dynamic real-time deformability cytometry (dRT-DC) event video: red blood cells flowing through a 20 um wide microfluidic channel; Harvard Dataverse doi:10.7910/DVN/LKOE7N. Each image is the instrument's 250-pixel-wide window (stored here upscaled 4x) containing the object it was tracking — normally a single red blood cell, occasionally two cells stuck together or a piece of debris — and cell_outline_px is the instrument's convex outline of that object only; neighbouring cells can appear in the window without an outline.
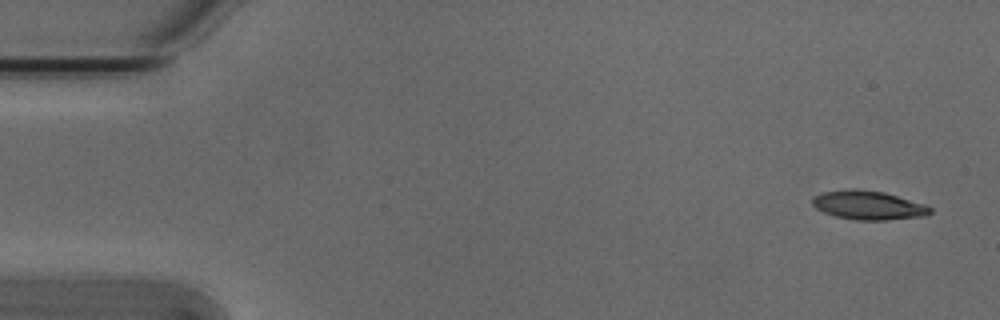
{"species": "Egyptian fruit bat (a non-hibernating species)", "species_latin": "Rousettus aegyptiacus", "temperature_condition": "cold", "stored_images_in_passage": 6, "camera_frame_rate_fps": 3000, "um_per_image_px": 0.085, "animal": {"sex": "male"}, "frame": {"image": 1, "passage_image": 1, "time_ms": 0.0, "image_size_px": [1000, 320], "cell_outline_px": [[932, 212], [928, 216], [888, 220], [856, 220], [836, 216], [824, 212], [816, 208], [812, 204], [812, 196], [820, 192], [848, 188], [856, 188], [884, 192], [924, 204], [932, 208]], "centroid_in_image_um": [73.79, 17.43], "position_along_channel_um": 11.2, "area_um2": 20.11}}